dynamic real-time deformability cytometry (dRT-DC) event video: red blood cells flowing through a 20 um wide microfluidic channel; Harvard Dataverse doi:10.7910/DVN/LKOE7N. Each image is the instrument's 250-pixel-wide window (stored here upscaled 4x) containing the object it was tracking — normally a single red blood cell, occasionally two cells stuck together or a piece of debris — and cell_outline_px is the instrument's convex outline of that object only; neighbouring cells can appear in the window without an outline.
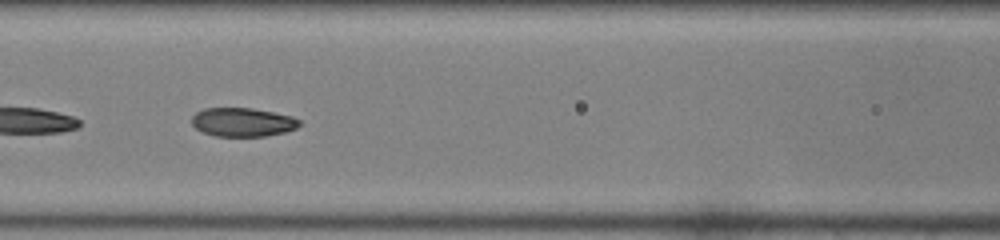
{"species": "common noctule bat (a hibernating species)", "species_latin": "Nyctalus noctula", "temperature_condition": "room temperature", "stored_images_in_passage": 34, "camera_frame_rate_fps": 3000, "um_per_image_px": 0.085, "animal": {"sex": "female", "body_mass_g": 22.0, "forearm_length_mm": 56.7}, "frame": {"image": 1, "passage_image": 10, "time_ms": 3.0, "image_size_px": [1000, 240], "cell_outline_px": [[300, 124], [296, 128], [284, 132], [264, 136], [216, 136], [204, 132], [196, 128], [192, 124], [192, 116], [196, 112], [204, 108], [252, 108], [292, 116], [300, 120]], "centroid_in_image_um": [20.62, 10.38], "position_along_channel_um": 146.0, "area_um2": 17.92}}